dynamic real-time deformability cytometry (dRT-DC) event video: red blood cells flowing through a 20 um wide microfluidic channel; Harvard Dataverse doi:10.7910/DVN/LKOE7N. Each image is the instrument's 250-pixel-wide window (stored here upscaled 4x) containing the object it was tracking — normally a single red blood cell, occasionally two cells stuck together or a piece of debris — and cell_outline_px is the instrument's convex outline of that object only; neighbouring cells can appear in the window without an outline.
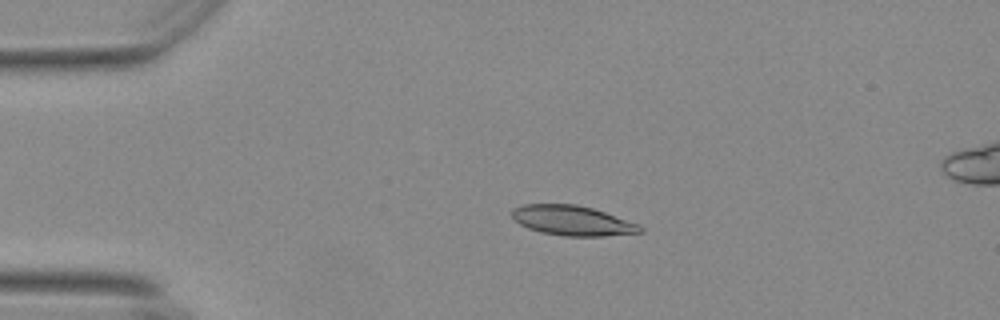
{"species": "Egyptian fruit bat (a non-hibernating species)", "species_latin": "Rousettus aegyptiacus", "temperature_condition": "warm", "stored_images_in_passage": 55, "camera_frame_rate_fps": 3000, "um_per_image_px": 0.085, "animal": {"sex": "female"}, "frame": {"image": 1, "passage_image": 12, "time_ms": 3.667, "image_size_px": [1000, 320], "cell_outline_px": [[644, 232], [604, 236], [564, 236], [540, 232], [528, 228], [512, 220], [512, 208], [524, 204], [576, 204], [592, 208], [640, 224], [644, 228]], "centroid_in_image_um": [48.65, 18.75], "position_along_channel_um": 36.4, "area_um2": 22.48}}
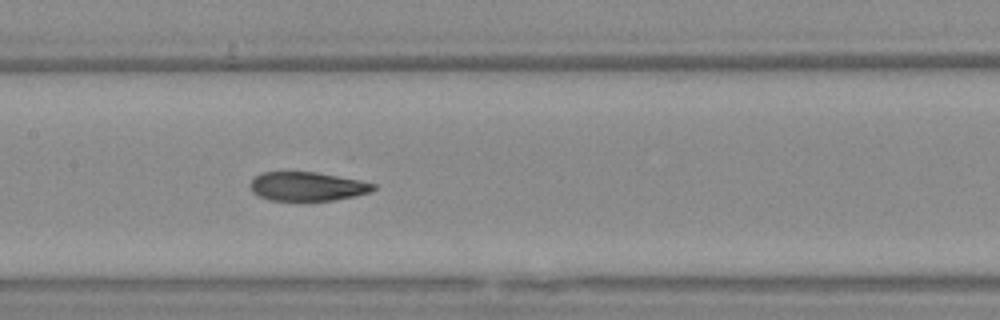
{"frame": {"image": 2, "passage_image": 27, "time_ms": 8.667, "image_size_px": [1000, 320], "cell_outline_px": [[376, 188], [368, 192], [352, 196], [332, 200], [268, 200], [252, 192], [252, 180], [260, 172], [316, 172], [360, 180], [376, 184]], "centroid_in_image_um": [26.11, 15.83], "position_along_channel_um": 181.3, "area_um2": 20.4}}
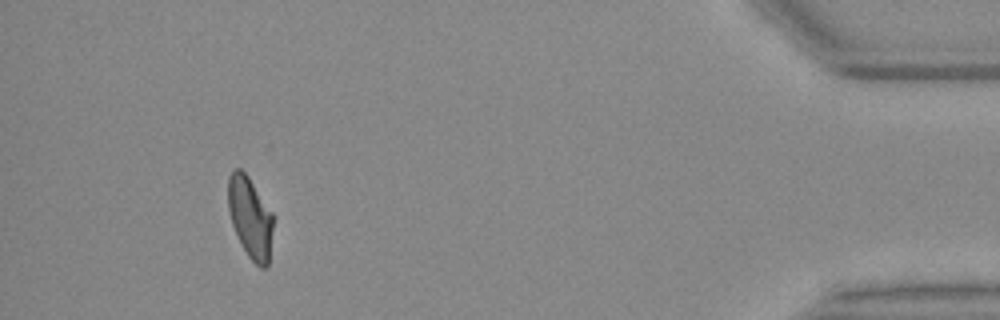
{"frame": {"image": 3, "passage_image": 51, "time_ms": 16.667, "image_size_px": [1000, 320], "cell_outline_px": [[272, 228], [268, 264], [264, 268], [260, 268], [248, 256], [232, 224], [228, 208], [228, 176], [236, 168], [240, 168], [248, 176], [272, 212]], "centroid_in_image_um": [21.25, 18.46], "position_along_channel_um": 413.9, "area_um2": 20.87}, "authors_computed_cell_mechanics": {"area_um2": 21.7906, "velocity_mm_per_s": 3.7111, "shape_relaxation_time_tau1_ms": null, "shape_relaxation_time_tau2_ms": 1.956, "deformation_change_tau1": null, "deformation_change_tau2": 0.0835}}